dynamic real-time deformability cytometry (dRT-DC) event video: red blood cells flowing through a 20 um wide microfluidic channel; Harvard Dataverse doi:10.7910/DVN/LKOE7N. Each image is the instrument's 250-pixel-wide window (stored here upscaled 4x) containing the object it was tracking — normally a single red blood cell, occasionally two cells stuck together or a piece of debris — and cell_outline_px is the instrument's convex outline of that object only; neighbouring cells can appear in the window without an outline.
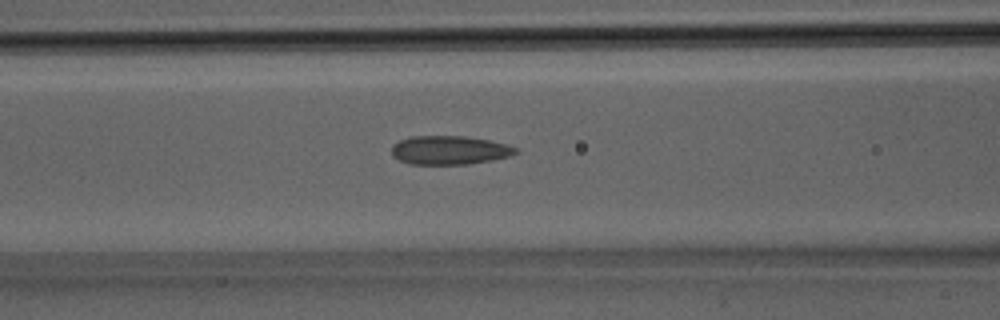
{"species": "Egyptian fruit bat (a non-hibernating species)", "species_latin": "Rousettus aegyptiacus", "temperature_condition": "room temperature", "stored_images_in_passage": 24, "camera_frame_rate_fps": 3000, "um_per_image_px": 0.085, "animal": {"sex": "male"}, "frame": {"image": 1, "passage_image": 5, "time_ms": 1.333, "image_size_px": [1000, 320], "cell_outline_px": [[520, 152], [508, 156], [492, 160], [468, 164], [408, 164], [392, 156], [392, 144], [400, 140], [412, 136], [464, 136], [488, 140], [508, 144], [520, 148]], "centroid_in_image_um": [38.23, 12.76], "position_along_channel_um": 128.4, "area_um2": 20.92}}
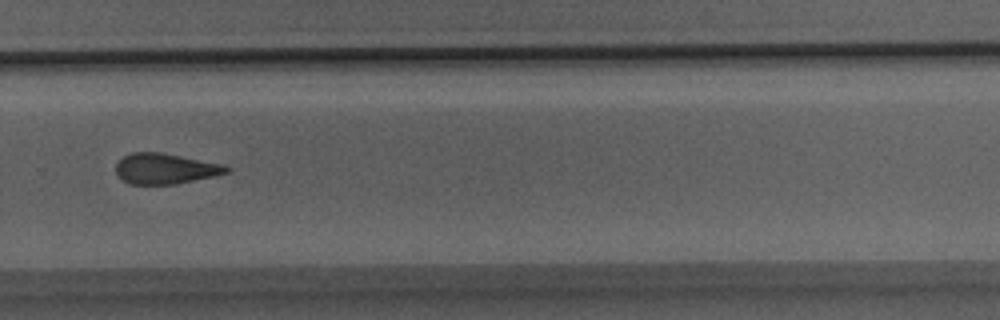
{"frame": {"image": 2, "passage_image": 14, "time_ms": 4.333, "image_size_px": [1000, 320], "cell_outline_px": [[232, 172], [176, 184], [128, 184], [116, 172], [116, 164], [124, 156], [132, 152], [160, 152], [224, 164], [232, 168]], "centroid_in_image_um": [14.1, 14.33], "position_along_channel_um": 315.7, "area_um2": 19.71}}
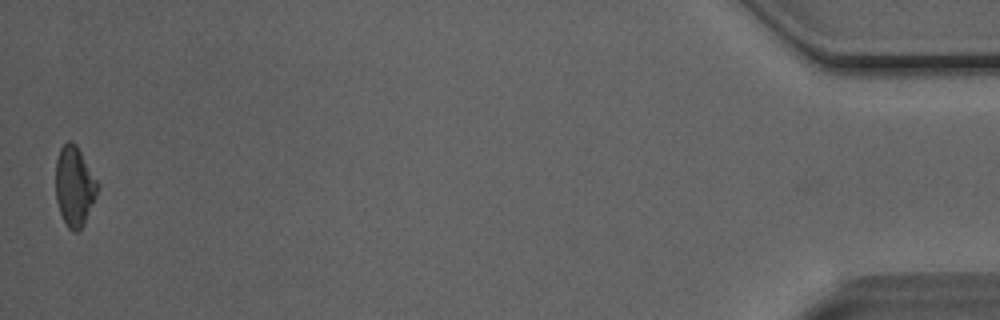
{"frame": {"image": 3, "passage_image": 24, "time_ms": 7.667, "image_size_px": [1000, 320], "cell_outline_px": [[100, 188], [84, 224], [76, 232], [72, 232], [68, 228], [60, 212], [56, 200], [56, 160], [60, 148], [68, 140], [72, 140], [76, 144], [100, 184]], "centroid_in_image_um": [6.34, 15.81], "position_along_channel_um": 428.9, "area_um2": 19.65}}